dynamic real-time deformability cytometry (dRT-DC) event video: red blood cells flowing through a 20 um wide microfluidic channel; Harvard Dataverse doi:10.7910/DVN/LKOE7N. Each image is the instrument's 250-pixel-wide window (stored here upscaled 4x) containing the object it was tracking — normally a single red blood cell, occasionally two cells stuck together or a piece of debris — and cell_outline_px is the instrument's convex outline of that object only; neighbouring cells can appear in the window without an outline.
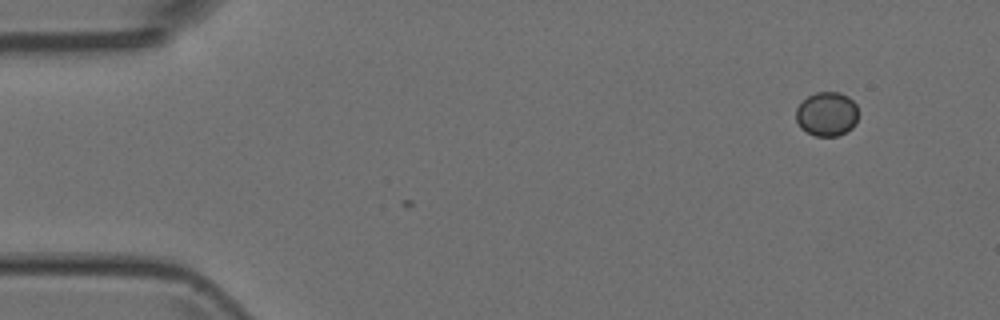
{"species": "Egyptian fruit bat (a non-hibernating species)", "species_latin": "Rousettus aegyptiacus", "temperature_condition": "room temperature", "stored_images_in_passage": 2, "camera_frame_rate_fps": 3000, "um_per_image_px": 0.085, "animal": {"sex": "female"}, "frame": {"image": 1, "passage_image": 2, "time_ms": 0.333, "image_size_px": [1000, 320], "cell_outline_px": [[856, 124], [852, 128], [836, 136], [816, 136], [800, 128], [796, 120], [796, 108], [808, 96], [816, 92], [840, 92], [848, 96], [856, 104]], "centroid_in_image_um": [70.27, 9.68], "position_along_channel_um": 14.7, "area_um2": 15.95}}